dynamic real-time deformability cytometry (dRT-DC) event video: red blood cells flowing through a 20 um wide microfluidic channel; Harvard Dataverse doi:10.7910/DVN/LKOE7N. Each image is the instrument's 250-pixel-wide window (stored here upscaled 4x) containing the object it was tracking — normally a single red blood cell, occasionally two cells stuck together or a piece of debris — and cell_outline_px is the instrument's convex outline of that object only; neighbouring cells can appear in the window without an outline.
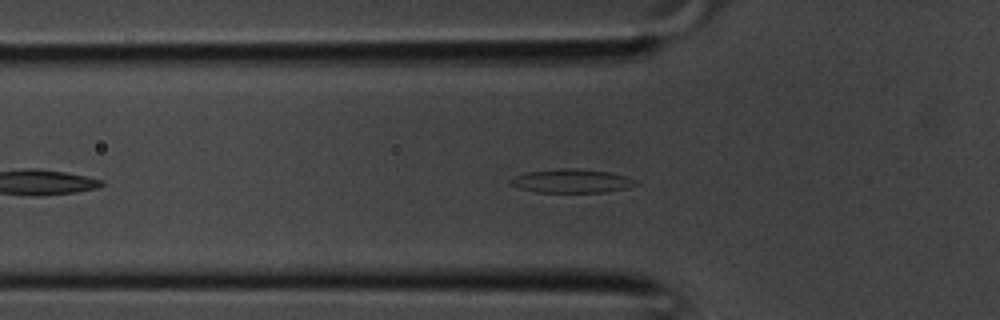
{"species": "common noctule bat (a hibernating species)", "species_latin": "Nyctalus noctula", "temperature_condition": "room temperature", "stored_images_in_passage": 29, "camera_frame_rate_fps": 3000, "um_per_image_px": 0.085, "animal": {"sex": "male", "body_mass_g": 20.1, "forearm_length_mm": 53.5}, "frame": {"image": 1, "passage_image": 6, "time_ms": 1.667, "image_size_px": [1000, 320], "cell_outline_px": [[640, 184], [628, 188], [604, 192], [536, 192], [520, 188], [512, 184], [508, 180], [516, 176], [528, 172], [560, 168], [572, 168], [612, 172], [636, 180]], "centroid_in_image_um": [48.64, 15.38], "position_along_channel_um": 77.2, "area_um2": 17.22}}
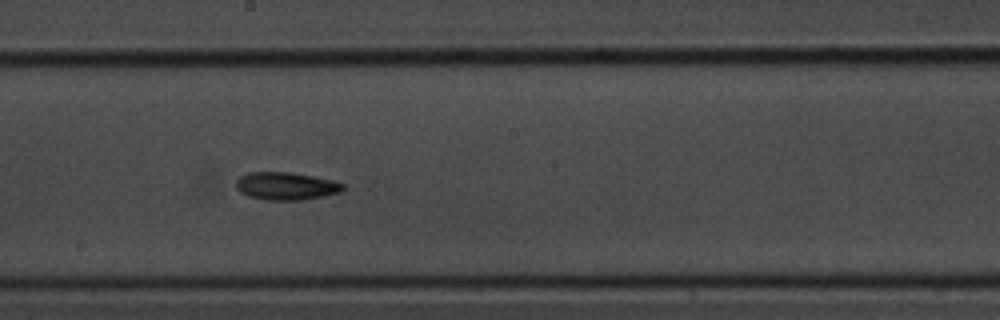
{"frame": {"image": 2, "passage_image": 14, "time_ms": 4.333, "image_size_px": [1000, 320], "cell_outline_px": [[344, 188], [340, 192], [324, 196], [304, 200], [264, 200], [248, 196], [240, 192], [236, 188], [236, 180], [240, 176], [248, 172], [292, 172], [332, 180], [344, 184]], "centroid_in_image_um": [24.29, 15.82], "position_along_channel_um": 223.9, "area_um2": 17.4}}
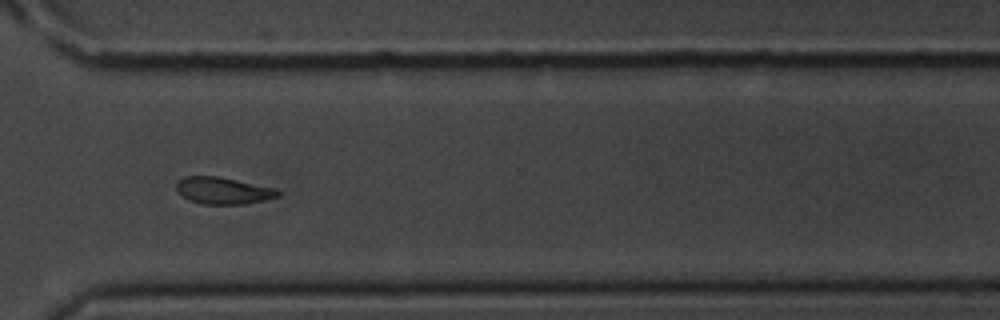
{"frame": {"image": 3, "passage_image": 21, "time_ms": 6.667, "image_size_px": [1000, 320], "cell_outline_px": [[280, 196], [264, 200], [244, 204], [200, 204], [188, 200], [180, 196], [176, 192], [176, 184], [184, 176], [220, 176], [276, 188], [280, 192]], "centroid_in_image_um": [18.94, 16.2], "position_along_channel_um": 351.7, "area_um2": 16.18}}